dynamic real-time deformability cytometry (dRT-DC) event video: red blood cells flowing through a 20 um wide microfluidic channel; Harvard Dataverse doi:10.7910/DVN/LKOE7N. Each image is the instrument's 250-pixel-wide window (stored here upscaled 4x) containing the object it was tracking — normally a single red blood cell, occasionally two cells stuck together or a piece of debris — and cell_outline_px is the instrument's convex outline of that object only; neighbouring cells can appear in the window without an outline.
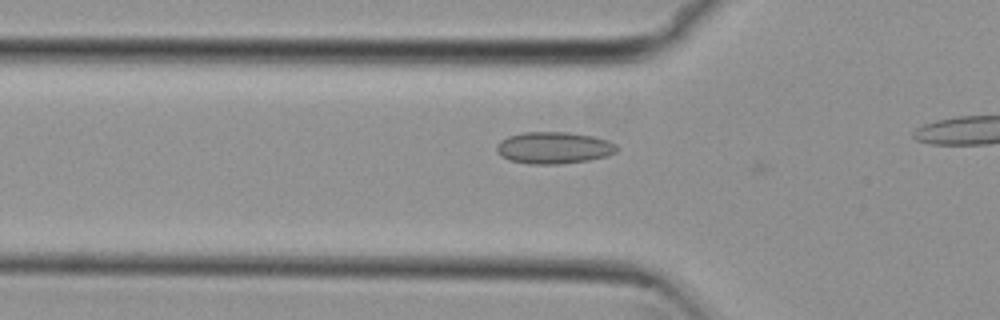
{"species": "common noctule bat (a hibernating species)", "species_latin": "Nyctalus noctula", "temperature_condition": "cold", "stored_images_in_passage": 13, "camera_frame_rate_fps": 3000, "um_per_image_px": 0.085, "animal": {"sex": "female", "body_mass_g": 29.2, "forearm_length_mm": 56.3}, "frame": {"image": 1, "passage_image": 12, "time_ms": 3.667, "image_size_px": [1000, 320], "cell_outline_px": [[620, 148], [616, 152], [608, 156], [588, 160], [560, 164], [528, 164], [508, 160], [496, 152], [496, 144], [500, 140], [508, 136], [524, 132], [568, 132], [592, 136], [608, 140], [616, 144]], "centroid_in_image_um": [47.07, 12.56], "position_along_channel_um": 78.7, "area_um2": 22.54}}